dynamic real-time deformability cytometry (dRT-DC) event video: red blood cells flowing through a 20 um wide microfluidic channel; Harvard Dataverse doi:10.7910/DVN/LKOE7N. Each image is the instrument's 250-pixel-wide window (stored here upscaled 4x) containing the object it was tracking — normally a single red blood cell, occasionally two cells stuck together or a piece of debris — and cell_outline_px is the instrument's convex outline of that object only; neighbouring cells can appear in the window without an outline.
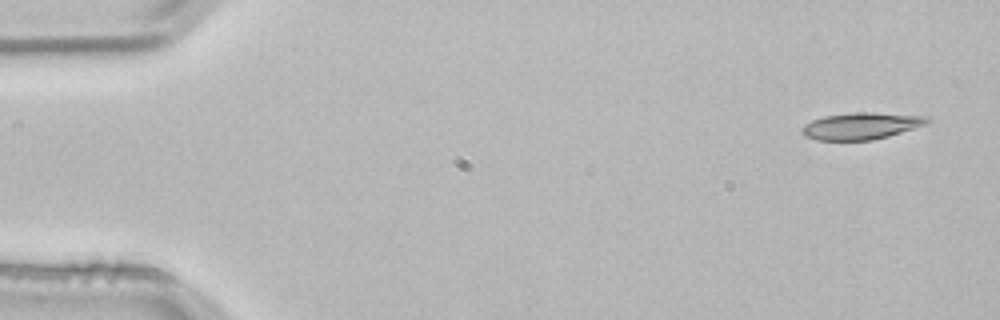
{"species": "common noctule bat (a hibernating species)", "species_latin": "Nyctalus noctula", "temperature_condition": "room temperature", "stored_images_in_passage": 4, "camera_frame_rate_fps": 3000, "um_per_image_px": 0.085, "animal": {"sex": "male", "body_mass_g": 21.5, "forearm_length_mm": 52.0}, "frame": {"image": 1, "passage_image": 1, "time_ms": 0.0, "image_size_px": [1000, 320], "cell_outline_px": [[932, 120], [928, 124], [888, 136], [872, 140], [816, 140], [804, 136], [800, 128], [804, 124], [812, 120], [824, 116], [856, 112], [872, 112], [928, 116]], "centroid_in_image_um": [73.21, 10.7], "position_along_channel_um": 11.8, "area_um2": 19.71}}